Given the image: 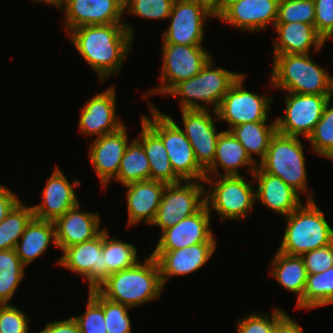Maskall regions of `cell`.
Listing matches in <instances>:
<instances>
[{"label":"cell","instance_id":"43","mask_svg":"<svg viewBox=\"0 0 333 333\" xmlns=\"http://www.w3.org/2000/svg\"><path fill=\"white\" fill-rule=\"evenodd\" d=\"M30 321L25 311L6 304L0 313V333H28Z\"/></svg>","mask_w":333,"mask_h":333},{"label":"cell","instance_id":"40","mask_svg":"<svg viewBox=\"0 0 333 333\" xmlns=\"http://www.w3.org/2000/svg\"><path fill=\"white\" fill-rule=\"evenodd\" d=\"M175 0H124V13L151 20L168 19Z\"/></svg>","mask_w":333,"mask_h":333},{"label":"cell","instance_id":"39","mask_svg":"<svg viewBox=\"0 0 333 333\" xmlns=\"http://www.w3.org/2000/svg\"><path fill=\"white\" fill-rule=\"evenodd\" d=\"M314 0H279L276 24L307 23L314 26Z\"/></svg>","mask_w":333,"mask_h":333},{"label":"cell","instance_id":"28","mask_svg":"<svg viewBox=\"0 0 333 333\" xmlns=\"http://www.w3.org/2000/svg\"><path fill=\"white\" fill-rule=\"evenodd\" d=\"M51 243L57 248L54 221L33 217L17 242L15 251L22 264L27 267L44 255Z\"/></svg>","mask_w":333,"mask_h":333},{"label":"cell","instance_id":"31","mask_svg":"<svg viewBox=\"0 0 333 333\" xmlns=\"http://www.w3.org/2000/svg\"><path fill=\"white\" fill-rule=\"evenodd\" d=\"M239 124L229 131L242 144L250 158L259 164L267 153L270 140L277 132L276 119ZM258 156V160L254 157Z\"/></svg>","mask_w":333,"mask_h":333},{"label":"cell","instance_id":"35","mask_svg":"<svg viewBox=\"0 0 333 333\" xmlns=\"http://www.w3.org/2000/svg\"><path fill=\"white\" fill-rule=\"evenodd\" d=\"M25 266L16 254L15 249L0 250V300L9 304V301L18 290L23 277Z\"/></svg>","mask_w":333,"mask_h":333},{"label":"cell","instance_id":"5","mask_svg":"<svg viewBox=\"0 0 333 333\" xmlns=\"http://www.w3.org/2000/svg\"><path fill=\"white\" fill-rule=\"evenodd\" d=\"M214 65L211 57L198 74L176 84L166 96H179L180 110L216 111L224 95L242 73Z\"/></svg>","mask_w":333,"mask_h":333},{"label":"cell","instance_id":"47","mask_svg":"<svg viewBox=\"0 0 333 333\" xmlns=\"http://www.w3.org/2000/svg\"><path fill=\"white\" fill-rule=\"evenodd\" d=\"M21 200L7 187L0 185V222Z\"/></svg>","mask_w":333,"mask_h":333},{"label":"cell","instance_id":"51","mask_svg":"<svg viewBox=\"0 0 333 333\" xmlns=\"http://www.w3.org/2000/svg\"><path fill=\"white\" fill-rule=\"evenodd\" d=\"M241 0H224V11L231 5L237 2H240Z\"/></svg>","mask_w":333,"mask_h":333},{"label":"cell","instance_id":"1","mask_svg":"<svg viewBox=\"0 0 333 333\" xmlns=\"http://www.w3.org/2000/svg\"><path fill=\"white\" fill-rule=\"evenodd\" d=\"M68 40L97 73L100 83L118 76L133 37L124 24L85 25L69 31Z\"/></svg>","mask_w":333,"mask_h":333},{"label":"cell","instance_id":"33","mask_svg":"<svg viewBox=\"0 0 333 333\" xmlns=\"http://www.w3.org/2000/svg\"><path fill=\"white\" fill-rule=\"evenodd\" d=\"M333 304V266L322 273L308 274L303 296L296 308L312 310Z\"/></svg>","mask_w":333,"mask_h":333},{"label":"cell","instance_id":"49","mask_svg":"<svg viewBox=\"0 0 333 333\" xmlns=\"http://www.w3.org/2000/svg\"><path fill=\"white\" fill-rule=\"evenodd\" d=\"M202 6L214 19H217L224 12V0H194Z\"/></svg>","mask_w":333,"mask_h":333},{"label":"cell","instance_id":"7","mask_svg":"<svg viewBox=\"0 0 333 333\" xmlns=\"http://www.w3.org/2000/svg\"><path fill=\"white\" fill-rule=\"evenodd\" d=\"M305 158L304 145L299 137L276 132L258 166L264 172L281 178L299 195L307 194L306 200H314V195L307 185Z\"/></svg>","mask_w":333,"mask_h":333},{"label":"cell","instance_id":"32","mask_svg":"<svg viewBox=\"0 0 333 333\" xmlns=\"http://www.w3.org/2000/svg\"><path fill=\"white\" fill-rule=\"evenodd\" d=\"M115 181L122 186L150 180V164L142 144L134 137L127 145Z\"/></svg>","mask_w":333,"mask_h":333},{"label":"cell","instance_id":"9","mask_svg":"<svg viewBox=\"0 0 333 333\" xmlns=\"http://www.w3.org/2000/svg\"><path fill=\"white\" fill-rule=\"evenodd\" d=\"M204 46L162 44L161 84L152 88V95L166 94L179 82L198 74L212 57Z\"/></svg>","mask_w":333,"mask_h":333},{"label":"cell","instance_id":"17","mask_svg":"<svg viewBox=\"0 0 333 333\" xmlns=\"http://www.w3.org/2000/svg\"><path fill=\"white\" fill-rule=\"evenodd\" d=\"M116 96L115 87L110 86L86 100L80 110L79 132L84 136L99 138L123 127L125 124L116 113Z\"/></svg>","mask_w":333,"mask_h":333},{"label":"cell","instance_id":"21","mask_svg":"<svg viewBox=\"0 0 333 333\" xmlns=\"http://www.w3.org/2000/svg\"><path fill=\"white\" fill-rule=\"evenodd\" d=\"M54 168L41 192L42 202L32 206L34 217L40 220L55 221L79 203L74 188L80 187V181L71 183L58 165Z\"/></svg>","mask_w":333,"mask_h":333},{"label":"cell","instance_id":"24","mask_svg":"<svg viewBox=\"0 0 333 333\" xmlns=\"http://www.w3.org/2000/svg\"><path fill=\"white\" fill-rule=\"evenodd\" d=\"M252 177L257 183L256 201L275 214L286 217L302 204V199L295 190L281 178L264 172L259 166Z\"/></svg>","mask_w":333,"mask_h":333},{"label":"cell","instance_id":"34","mask_svg":"<svg viewBox=\"0 0 333 333\" xmlns=\"http://www.w3.org/2000/svg\"><path fill=\"white\" fill-rule=\"evenodd\" d=\"M109 233L105 226L102 252L106 264V278L111 273L125 270L139 262L137 247L132 243L119 240L116 235L112 238Z\"/></svg>","mask_w":333,"mask_h":333},{"label":"cell","instance_id":"14","mask_svg":"<svg viewBox=\"0 0 333 333\" xmlns=\"http://www.w3.org/2000/svg\"><path fill=\"white\" fill-rule=\"evenodd\" d=\"M214 18L194 0H175L168 20L170 24L162 33L163 44L204 46L205 23Z\"/></svg>","mask_w":333,"mask_h":333},{"label":"cell","instance_id":"42","mask_svg":"<svg viewBox=\"0 0 333 333\" xmlns=\"http://www.w3.org/2000/svg\"><path fill=\"white\" fill-rule=\"evenodd\" d=\"M86 306L82 315L73 317L78 323L81 333H107L103 308L90 294Z\"/></svg>","mask_w":333,"mask_h":333},{"label":"cell","instance_id":"6","mask_svg":"<svg viewBox=\"0 0 333 333\" xmlns=\"http://www.w3.org/2000/svg\"><path fill=\"white\" fill-rule=\"evenodd\" d=\"M148 109L150 116L141 114V119L162 139L174 173L182 181H204L205 170L198 164L181 126L151 101L148 102Z\"/></svg>","mask_w":333,"mask_h":333},{"label":"cell","instance_id":"20","mask_svg":"<svg viewBox=\"0 0 333 333\" xmlns=\"http://www.w3.org/2000/svg\"><path fill=\"white\" fill-rule=\"evenodd\" d=\"M128 127L124 125L118 131L94 139L89 146V160L95 169L102 189L119 173L120 161L129 144Z\"/></svg>","mask_w":333,"mask_h":333},{"label":"cell","instance_id":"18","mask_svg":"<svg viewBox=\"0 0 333 333\" xmlns=\"http://www.w3.org/2000/svg\"><path fill=\"white\" fill-rule=\"evenodd\" d=\"M216 242L197 243L171 251H153L160 268L161 282L165 287L171 277L189 275L203 268L213 256Z\"/></svg>","mask_w":333,"mask_h":333},{"label":"cell","instance_id":"3","mask_svg":"<svg viewBox=\"0 0 333 333\" xmlns=\"http://www.w3.org/2000/svg\"><path fill=\"white\" fill-rule=\"evenodd\" d=\"M269 85L284 92L333 95V76L311 54H273Z\"/></svg>","mask_w":333,"mask_h":333},{"label":"cell","instance_id":"15","mask_svg":"<svg viewBox=\"0 0 333 333\" xmlns=\"http://www.w3.org/2000/svg\"><path fill=\"white\" fill-rule=\"evenodd\" d=\"M102 248L103 230L91 240L65 248L57 264L81 276L88 289H95L106 279Z\"/></svg>","mask_w":333,"mask_h":333},{"label":"cell","instance_id":"25","mask_svg":"<svg viewBox=\"0 0 333 333\" xmlns=\"http://www.w3.org/2000/svg\"><path fill=\"white\" fill-rule=\"evenodd\" d=\"M166 183L144 180L124 185L126 188L128 227L144 222L151 225L161 202Z\"/></svg>","mask_w":333,"mask_h":333},{"label":"cell","instance_id":"38","mask_svg":"<svg viewBox=\"0 0 333 333\" xmlns=\"http://www.w3.org/2000/svg\"><path fill=\"white\" fill-rule=\"evenodd\" d=\"M326 104L321 119L308 137L313 152L333 161V104ZM332 104V105H331Z\"/></svg>","mask_w":333,"mask_h":333},{"label":"cell","instance_id":"50","mask_svg":"<svg viewBox=\"0 0 333 333\" xmlns=\"http://www.w3.org/2000/svg\"><path fill=\"white\" fill-rule=\"evenodd\" d=\"M64 0H32L33 3L37 2V3H44V4H48V5H52L53 7L59 8Z\"/></svg>","mask_w":333,"mask_h":333},{"label":"cell","instance_id":"12","mask_svg":"<svg viewBox=\"0 0 333 333\" xmlns=\"http://www.w3.org/2000/svg\"><path fill=\"white\" fill-rule=\"evenodd\" d=\"M332 96L287 92L284 96L285 113L283 117L275 118L277 132L295 137L303 135L307 140Z\"/></svg>","mask_w":333,"mask_h":333},{"label":"cell","instance_id":"19","mask_svg":"<svg viewBox=\"0 0 333 333\" xmlns=\"http://www.w3.org/2000/svg\"><path fill=\"white\" fill-rule=\"evenodd\" d=\"M211 214L204 205L192 216L186 217L176 225L161 232L153 251H171L197 243L216 242L211 230Z\"/></svg>","mask_w":333,"mask_h":333},{"label":"cell","instance_id":"26","mask_svg":"<svg viewBox=\"0 0 333 333\" xmlns=\"http://www.w3.org/2000/svg\"><path fill=\"white\" fill-rule=\"evenodd\" d=\"M224 171L219 172V168ZM240 167H248L249 175L258 167L248 155L242 144L230 131L222 130L216 144V154L212 164L205 170L206 176H239Z\"/></svg>","mask_w":333,"mask_h":333},{"label":"cell","instance_id":"13","mask_svg":"<svg viewBox=\"0 0 333 333\" xmlns=\"http://www.w3.org/2000/svg\"><path fill=\"white\" fill-rule=\"evenodd\" d=\"M58 9L68 32L85 25L124 24L134 37V26L123 18L124 0H64Z\"/></svg>","mask_w":333,"mask_h":333},{"label":"cell","instance_id":"46","mask_svg":"<svg viewBox=\"0 0 333 333\" xmlns=\"http://www.w3.org/2000/svg\"><path fill=\"white\" fill-rule=\"evenodd\" d=\"M39 333H81L76 320L71 316L63 320L48 321Z\"/></svg>","mask_w":333,"mask_h":333},{"label":"cell","instance_id":"27","mask_svg":"<svg viewBox=\"0 0 333 333\" xmlns=\"http://www.w3.org/2000/svg\"><path fill=\"white\" fill-rule=\"evenodd\" d=\"M278 39L273 40V54H310L317 53L326 44L315 27L307 23L275 24Z\"/></svg>","mask_w":333,"mask_h":333},{"label":"cell","instance_id":"4","mask_svg":"<svg viewBox=\"0 0 333 333\" xmlns=\"http://www.w3.org/2000/svg\"><path fill=\"white\" fill-rule=\"evenodd\" d=\"M286 228L278 251L302 256L333 243V228L315 200H306L285 217Z\"/></svg>","mask_w":333,"mask_h":333},{"label":"cell","instance_id":"16","mask_svg":"<svg viewBox=\"0 0 333 333\" xmlns=\"http://www.w3.org/2000/svg\"><path fill=\"white\" fill-rule=\"evenodd\" d=\"M213 113V115L211 114ZM181 128L194 150L198 164L206 170L213 162L219 134L218 116L213 110H181Z\"/></svg>","mask_w":333,"mask_h":333},{"label":"cell","instance_id":"45","mask_svg":"<svg viewBox=\"0 0 333 333\" xmlns=\"http://www.w3.org/2000/svg\"><path fill=\"white\" fill-rule=\"evenodd\" d=\"M317 33L327 42L333 36V0H314Z\"/></svg>","mask_w":333,"mask_h":333},{"label":"cell","instance_id":"29","mask_svg":"<svg viewBox=\"0 0 333 333\" xmlns=\"http://www.w3.org/2000/svg\"><path fill=\"white\" fill-rule=\"evenodd\" d=\"M143 146L150 164V180L176 184L182 180L174 173L162 139L141 119V132L135 137Z\"/></svg>","mask_w":333,"mask_h":333},{"label":"cell","instance_id":"36","mask_svg":"<svg viewBox=\"0 0 333 333\" xmlns=\"http://www.w3.org/2000/svg\"><path fill=\"white\" fill-rule=\"evenodd\" d=\"M33 217L32 206L20 201L0 222V250L15 249L25 227Z\"/></svg>","mask_w":333,"mask_h":333},{"label":"cell","instance_id":"37","mask_svg":"<svg viewBox=\"0 0 333 333\" xmlns=\"http://www.w3.org/2000/svg\"><path fill=\"white\" fill-rule=\"evenodd\" d=\"M103 308L107 333H131L132 325L129 316V306L116 303L103 297L96 289L89 293Z\"/></svg>","mask_w":333,"mask_h":333},{"label":"cell","instance_id":"48","mask_svg":"<svg viewBox=\"0 0 333 333\" xmlns=\"http://www.w3.org/2000/svg\"><path fill=\"white\" fill-rule=\"evenodd\" d=\"M271 333H304L295 319L285 313L275 324Z\"/></svg>","mask_w":333,"mask_h":333},{"label":"cell","instance_id":"52","mask_svg":"<svg viewBox=\"0 0 333 333\" xmlns=\"http://www.w3.org/2000/svg\"><path fill=\"white\" fill-rule=\"evenodd\" d=\"M6 303L4 301L0 300V313L2 311V309L5 307Z\"/></svg>","mask_w":333,"mask_h":333},{"label":"cell","instance_id":"2","mask_svg":"<svg viewBox=\"0 0 333 333\" xmlns=\"http://www.w3.org/2000/svg\"><path fill=\"white\" fill-rule=\"evenodd\" d=\"M163 288L158 262L148 255L143 262L111 273L95 289L106 299L133 309L159 299Z\"/></svg>","mask_w":333,"mask_h":333},{"label":"cell","instance_id":"8","mask_svg":"<svg viewBox=\"0 0 333 333\" xmlns=\"http://www.w3.org/2000/svg\"><path fill=\"white\" fill-rule=\"evenodd\" d=\"M245 178L242 175L205 176V205L210 213L213 209L221 221L245 220L256 204L253 177L251 175L249 181Z\"/></svg>","mask_w":333,"mask_h":333},{"label":"cell","instance_id":"41","mask_svg":"<svg viewBox=\"0 0 333 333\" xmlns=\"http://www.w3.org/2000/svg\"><path fill=\"white\" fill-rule=\"evenodd\" d=\"M286 312L281 308H273L271 315L265 312H253L245 314V317L236 320L237 333H271L276 322Z\"/></svg>","mask_w":333,"mask_h":333},{"label":"cell","instance_id":"23","mask_svg":"<svg viewBox=\"0 0 333 333\" xmlns=\"http://www.w3.org/2000/svg\"><path fill=\"white\" fill-rule=\"evenodd\" d=\"M100 221L98 213L81 210L78 203L54 221L57 248L63 251L67 247L93 239L103 230L100 228Z\"/></svg>","mask_w":333,"mask_h":333},{"label":"cell","instance_id":"44","mask_svg":"<svg viewBox=\"0 0 333 333\" xmlns=\"http://www.w3.org/2000/svg\"><path fill=\"white\" fill-rule=\"evenodd\" d=\"M307 274L322 273L333 266V243L302 256Z\"/></svg>","mask_w":333,"mask_h":333},{"label":"cell","instance_id":"30","mask_svg":"<svg viewBox=\"0 0 333 333\" xmlns=\"http://www.w3.org/2000/svg\"><path fill=\"white\" fill-rule=\"evenodd\" d=\"M269 265V275L276 279L281 288L296 294L298 301L303 296L308 275L303 258L277 250Z\"/></svg>","mask_w":333,"mask_h":333},{"label":"cell","instance_id":"11","mask_svg":"<svg viewBox=\"0 0 333 333\" xmlns=\"http://www.w3.org/2000/svg\"><path fill=\"white\" fill-rule=\"evenodd\" d=\"M205 205L204 181H181L166 184L161 202L151 225L163 230L192 216Z\"/></svg>","mask_w":333,"mask_h":333},{"label":"cell","instance_id":"10","mask_svg":"<svg viewBox=\"0 0 333 333\" xmlns=\"http://www.w3.org/2000/svg\"><path fill=\"white\" fill-rule=\"evenodd\" d=\"M245 75L242 72L231 85L216 110L218 120L229 124L227 131L239 124L269 121L272 97L259 95L246 89Z\"/></svg>","mask_w":333,"mask_h":333},{"label":"cell","instance_id":"22","mask_svg":"<svg viewBox=\"0 0 333 333\" xmlns=\"http://www.w3.org/2000/svg\"><path fill=\"white\" fill-rule=\"evenodd\" d=\"M279 0H241L231 4L218 18L241 31L259 32L272 25L278 16Z\"/></svg>","mask_w":333,"mask_h":333}]
</instances>
